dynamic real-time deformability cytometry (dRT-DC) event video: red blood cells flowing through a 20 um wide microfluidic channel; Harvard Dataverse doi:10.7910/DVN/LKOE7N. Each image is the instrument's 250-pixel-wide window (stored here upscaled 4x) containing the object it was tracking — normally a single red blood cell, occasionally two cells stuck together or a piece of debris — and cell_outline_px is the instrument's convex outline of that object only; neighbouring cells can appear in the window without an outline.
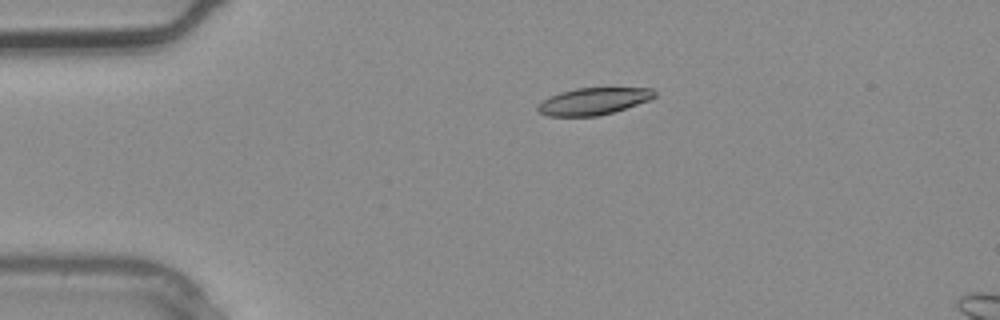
{"species": "common noctule bat (a hibernating species)", "species_latin": "Nyctalus noctula", "temperature_condition": "warm", "stored_images_in_passage": 3, "camera_frame_rate_fps": 3000, "um_per_image_px": 0.085, "animal": {"sex": "male", "body_mass_g": 20.4}, "frame": {"image": 1, "passage_image": 3, "time_ms": 0.667, "image_size_px": [1000, 320], "cell_outline_px": [[656, 96], [648, 100], [612, 112], [596, 116], [548, 116], [540, 112], [536, 108], [536, 104], [560, 92], [576, 88], [652, 88], [656, 92]], "centroid_in_image_um": [50.42, 8.6], "position_along_channel_um": 34.6, "area_um2": 18.09}}